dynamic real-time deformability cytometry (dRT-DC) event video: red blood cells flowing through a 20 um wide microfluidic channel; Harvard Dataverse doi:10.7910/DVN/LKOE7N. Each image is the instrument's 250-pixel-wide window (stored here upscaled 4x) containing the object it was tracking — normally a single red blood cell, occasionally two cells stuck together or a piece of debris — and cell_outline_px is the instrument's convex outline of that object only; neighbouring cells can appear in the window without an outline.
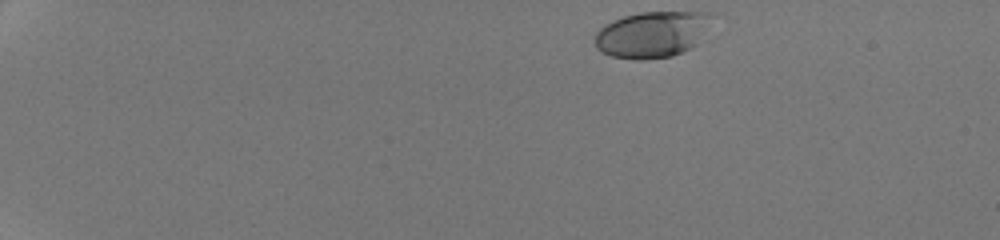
{"species": "human", "species_latin": "Homo sapiens", "temperature_condition": "room temperature", "stored_images_in_passage": 44, "camera_frame_rate_fps": 3000, "um_per_image_px": 0.085, "donor": {"sex": "male"}, "frame": {"image": 1, "passage_image": 1, "time_ms": 0.0, "image_size_px": [1000, 240], "cell_outline_px": [[716, 12], [696, 44], [672, 56], [644, 60], [636, 60], [612, 56], [600, 52], [596, 48], [596, 32], [604, 24], [612, 20], [624, 16], [640, 12]], "centroid_in_image_um": [55.4, 2.91], "position_along_channel_um": 29.6, "area_um2": 31.44}}
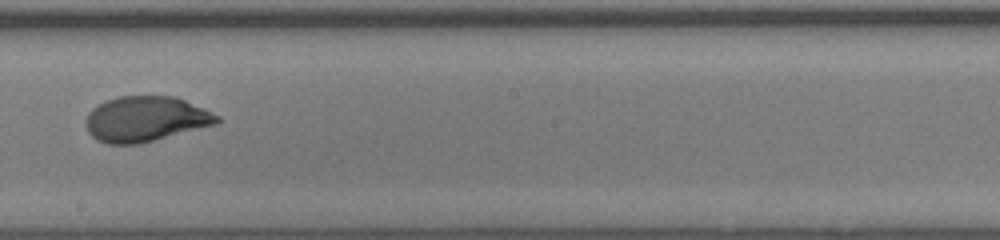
{"frame": {"image": 2, "passage_image": 26, "time_ms": 8.333, "image_size_px": [1000, 240], "cell_outline_px": [[220, 120], [216, 124], [140, 144], [108, 144], [96, 140], [88, 132], [84, 124], [88, 112], [92, 108], [108, 100], [120, 96], [176, 96], [204, 108], [220, 116]], "centroid_in_image_um": [12.36, 10.12], "position_along_channel_um": 235.8, "area_um2": 34.74}}
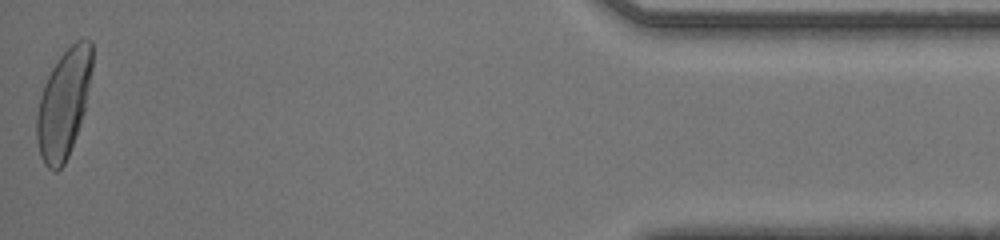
{"frame": {"image": 3, "passage_image": 44, "time_ms": 14.333, "image_size_px": [1000, 240], "cell_outline_px": [[92, 68], [84, 112], [80, 124], [68, 156], [64, 164], [56, 172], [52, 172], [44, 164], [40, 156], [36, 140], [36, 116], [40, 96], [44, 84], [52, 68], [60, 56], [76, 40], [92, 40]], "centroid_in_image_um": [5.39, 8.84], "position_along_channel_um": 429.8, "area_um2": 34.85}, "authors_computed_cell_mechanics": {"area_um2": 33.9575, "velocity_mm_per_s": 4.2885, "shape_relaxation_time_tau1_ms": 4.765, "shape_relaxation_time_tau2_ms": null, "deformation_change_tau1": 0.2358, "deformation_change_tau2": null}}